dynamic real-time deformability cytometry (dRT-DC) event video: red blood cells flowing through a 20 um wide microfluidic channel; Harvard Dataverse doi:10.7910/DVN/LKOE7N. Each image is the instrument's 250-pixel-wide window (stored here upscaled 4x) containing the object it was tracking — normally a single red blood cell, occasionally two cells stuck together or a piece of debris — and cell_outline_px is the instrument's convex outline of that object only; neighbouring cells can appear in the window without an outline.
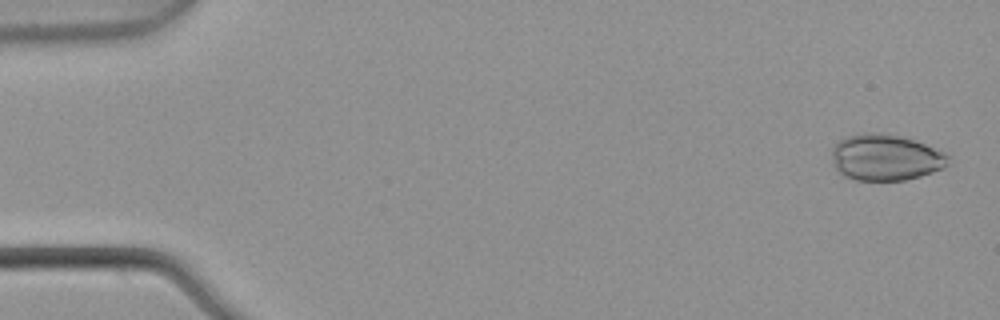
{"species": "common noctule bat (a hibernating species)", "species_latin": "Nyctalus noctula", "temperature_condition": "warm", "stored_images_in_passage": 6, "camera_frame_rate_fps": 3000, "um_per_image_px": 0.085, "animal": {"sex": "male", "body_mass_g": 21.5, "forearm_length_mm": 52.0}, "frame": {"image": 1, "passage_image": 1, "time_ms": 0.0, "image_size_px": [1000, 320], "cell_outline_px": [[952, 156], [948, 164], [944, 168], [920, 176], [904, 180], [856, 180], [844, 176], [836, 168], [832, 160], [832, 148], [840, 140], [848, 136], [868, 132], [880, 132], [900, 136], [924, 144], [944, 152]], "centroid_in_image_um": [75.29, 13.38], "position_along_channel_um": 9.7, "area_um2": 31.33}}
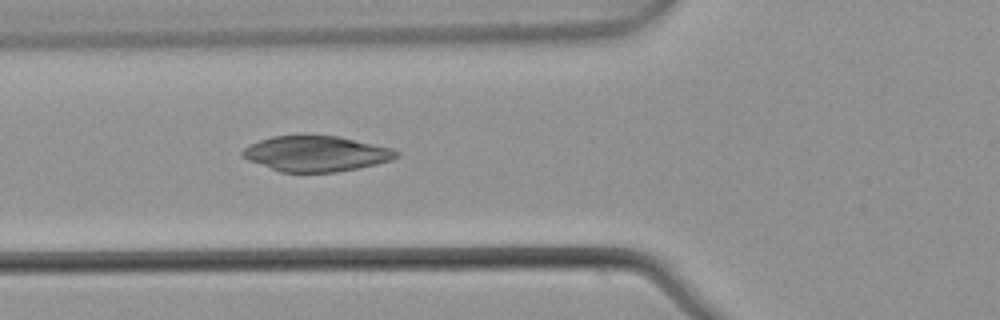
{"frame": {"image": 2, "passage_image": 6, "time_ms": 1.667, "image_size_px": [1000, 320], "cell_outline_px": [[400, 156], [392, 160], [360, 168], [336, 172], [280, 172], [248, 160], [240, 156], [240, 152], [244, 148], [260, 140], [272, 136], [304, 132], [340, 136], [392, 148], [400, 152]], "centroid_in_image_um": [26.87, 13.02], "position_along_channel_um": 98.9, "area_um2": 32.83}}